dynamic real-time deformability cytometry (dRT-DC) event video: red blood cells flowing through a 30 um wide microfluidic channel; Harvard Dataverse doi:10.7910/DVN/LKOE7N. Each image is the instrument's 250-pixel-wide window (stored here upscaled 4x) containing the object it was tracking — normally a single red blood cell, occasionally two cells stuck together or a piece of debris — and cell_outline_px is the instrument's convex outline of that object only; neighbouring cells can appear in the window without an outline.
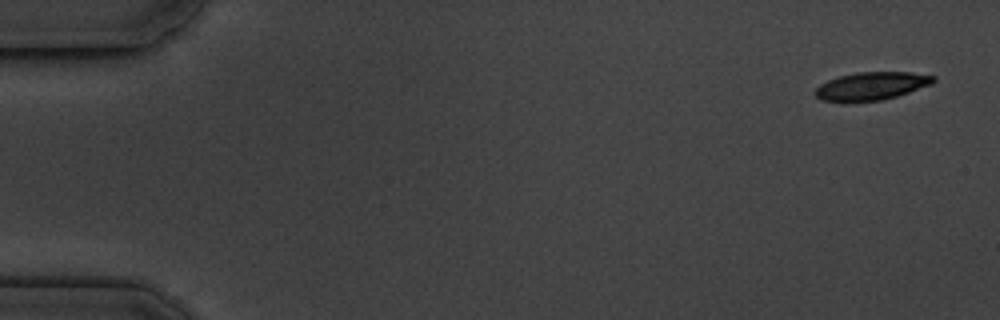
{"species": "common noctule bat (a hibernating species)", "species_latin": "Nyctalus noctula", "temperature_condition": "cold", "stored_images_in_passage": 5, "camera_frame_rate_fps": 3000, "um_per_image_px": 0.085, "animal": {"sex": "male", "body_mass_g": 19.5, "forearm_length_mm": 54.6}, "frame": {"image": 1, "passage_image": 1, "time_ms": 0.0, "image_size_px": [1000, 320], "cell_outline_px": [[936, 80], [932, 84], [896, 96], [880, 100], [844, 104], [820, 100], [812, 92], [820, 84], [828, 80], [840, 76], [856, 72], [912, 72], [936, 76]], "centroid_in_image_um": [74.01, 7.34], "position_along_channel_um": 11.0, "area_um2": 19.77}}
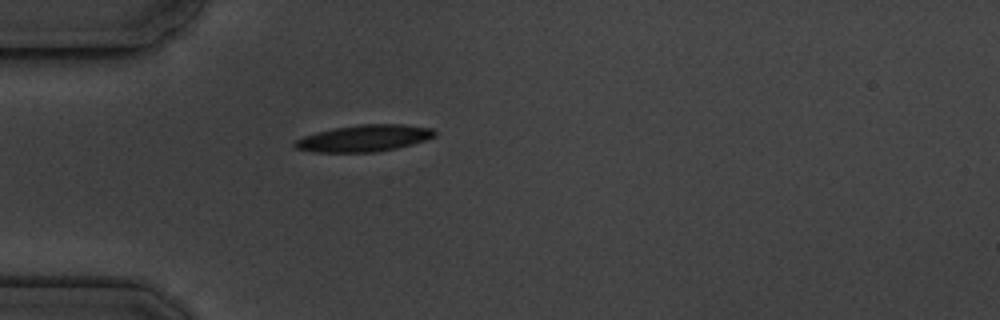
{"frame": {"image": 2, "passage_image": 5, "time_ms": 4.667, "image_size_px": [1000, 320], "cell_outline_px": [[436, 136], [412, 144], [396, 148], [372, 152], [316, 152], [296, 148], [292, 144], [296, 140], [304, 136], [316, 132], [332, 128], [360, 124], [404, 124], [432, 128], [436, 132]], "centroid_in_image_um": [30.95, 11.74], "position_along_channel_um": 54.0, "area_um2": 21.68}}